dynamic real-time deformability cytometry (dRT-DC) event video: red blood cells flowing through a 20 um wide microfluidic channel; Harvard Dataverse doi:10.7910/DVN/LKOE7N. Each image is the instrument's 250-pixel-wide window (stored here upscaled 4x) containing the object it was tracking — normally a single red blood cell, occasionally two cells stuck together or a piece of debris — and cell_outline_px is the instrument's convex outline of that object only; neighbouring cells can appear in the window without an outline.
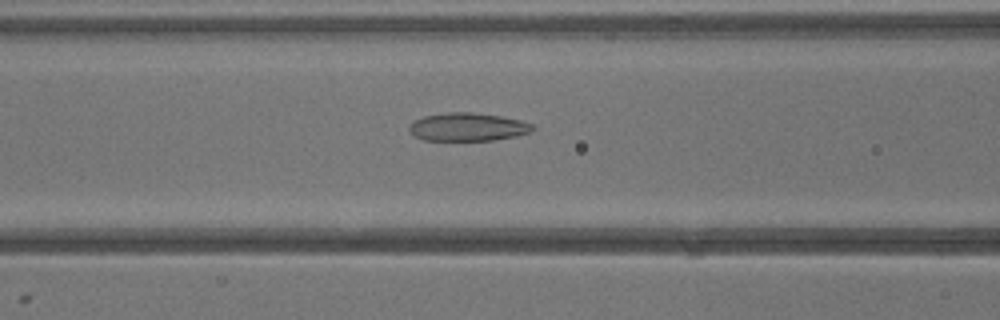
{"species": "common noctule bat (a hibernating species)", "species_latin": "Nyctalus noctula", "temperature_condition": "warm", "stored_images_in_passage": 34, "camera_frame_rate_fps": 3000, "um_per_image_px": 0.085, "animal": {"sex": "male", "body_mass_g": 13.3}, "frame": {"image": 1, "passage_image": 15, "time_ms": 4.667, "image_size_px": [1000, 320], "cell_outline_px": [[536, 128], [532, 132], [516, 136], [492, 140], [424, 140], [416, 136], [408, 128], [416, 120], [424, 116], [448, 112], [472, 112], [500, 116], [520, 120], [536, 124]], "centroid_in_image_um": [39.84, 10.79], "position_along_channel_um": 126.8, "area_um2": 20.17}}
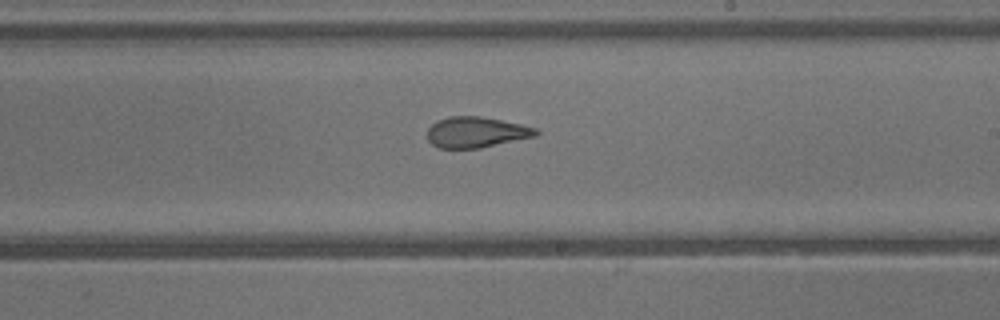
{"frame": {"image": 2, "passage_image": 22, "time_ms": 7.0, "image_size_px": [1000, 320], "cell_outline_px": [[540, 132], [536, 136], [480, 148], [440, 148], [432, 144], [428, 140], [428, 128], [436, 120], [448, 116], [480, 116], [520, 124], [536, 128]], "centroid_in_image_um": [40.46, 11.23], "position_along_channel_um": 248.5, "area_um2": 19.42}}
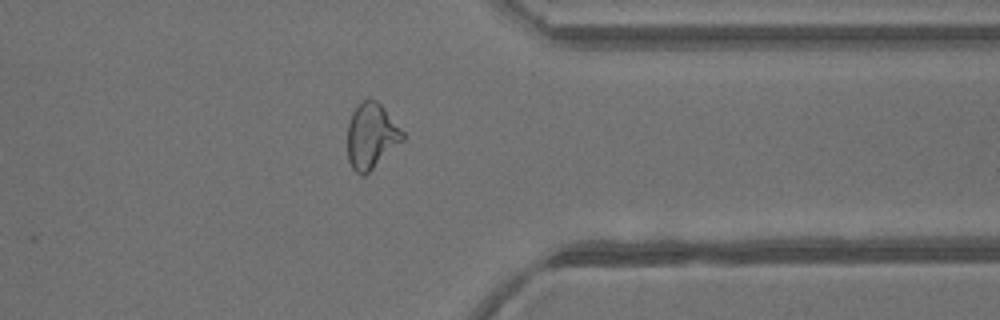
{"frame": {"image": 3, "passage_image": 30, "time_ms": 9.667, "image_size_px": [1000, 320], "cell_outline_px": [[404, 140], [364, 176], [360, 176], [352, 168], [348, 160], [348, 120], [352, 112], [364, 100], [376, 100], [384, 108], [404, 132]], "centroid_in_image_um": [31.56, 11.58], "position_along_channel_um": 379.8, "area_um2": 20.87}}